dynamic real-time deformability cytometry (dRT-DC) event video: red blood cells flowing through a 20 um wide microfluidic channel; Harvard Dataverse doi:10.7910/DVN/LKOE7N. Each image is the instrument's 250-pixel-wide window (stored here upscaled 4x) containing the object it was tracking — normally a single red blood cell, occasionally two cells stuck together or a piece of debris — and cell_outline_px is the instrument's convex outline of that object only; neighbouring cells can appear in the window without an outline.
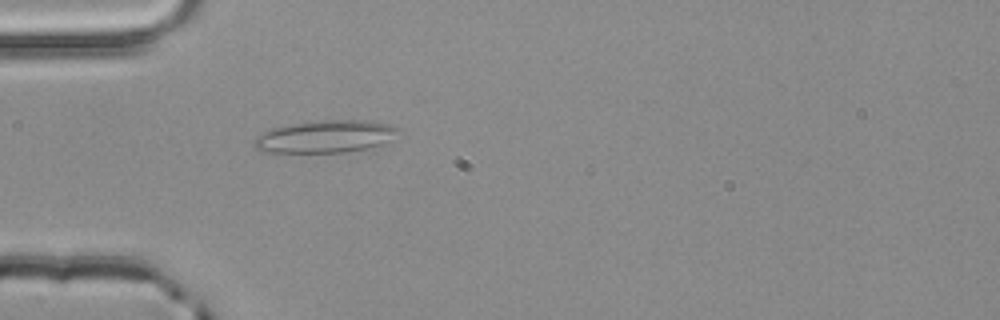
{"species": "common noctule bat (a hibernating species)", "species_latin": "Nyctalus noctula", "temperature_condition": "room temperature", "stored_images_in_passage": 1, "camera_frame_rate_fps": 3000, "um_per_image_px": 0.085, "animal": {"sex": "male", "body_mass_g": 20.4}, "frame": {"image": 1, "passage_image": 1, "time_ms": 0.0, "image_size_px": [1000, 320], "cell_outline_px": [[400, 128], [388, 140], [380, 144], [364, 148], [344, 152], [260, 152], [252, 144], [256, 136], [264, 132], [288, 124], [320, 120], [368, 120], [388, 124]], "centroid_in_image_um": [27.59, 11.6], "position_along_channel_um": 57.4, "area_um2": 26.82}}